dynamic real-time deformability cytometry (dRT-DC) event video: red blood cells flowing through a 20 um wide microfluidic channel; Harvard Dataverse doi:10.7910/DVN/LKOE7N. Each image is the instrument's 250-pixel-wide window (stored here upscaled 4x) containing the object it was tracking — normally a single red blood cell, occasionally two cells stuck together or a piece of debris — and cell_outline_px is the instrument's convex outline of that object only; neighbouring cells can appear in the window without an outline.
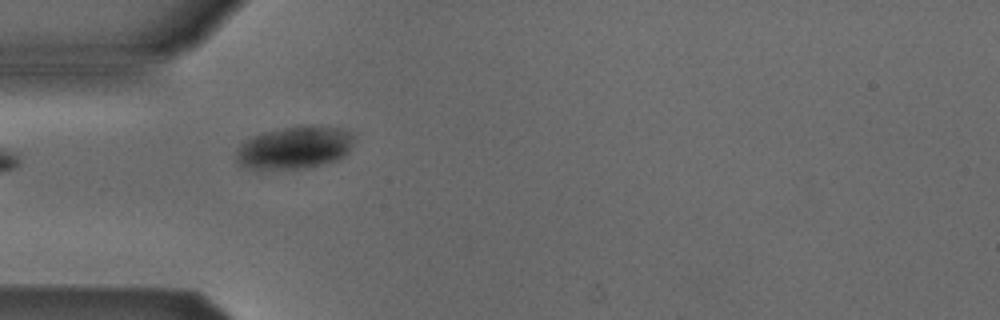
{"species": "Egyptian fruit bat (a non-hibernating species)", "species_latin": "Rousettus aegyptiacus", "temperature_condition": "cold", "stored_images_in_passage": 8, "camera_frame_rate_fps": 3000, "um_per_image_px": 0.085, "animal": {"sex": "male"}, "frame": {"image": 1, "passage_image": 5, "time_ms": 5.0, "image_size_px": [1000, 320], "cell_outline_px": [[356, 136], [348, 152], [340, 160], [328, 164], [308, 168], [260, 172], [244, 168], [236, 164], [236, 152], [240, 144], [252, 136], [284, 128], [312, 124], [324, 124], [344, 128], [352, 132]], "centroid_in_image_um": [25.06, 12.59], "position_along_channel_um": 59.9, "area_um2": 30.81}}
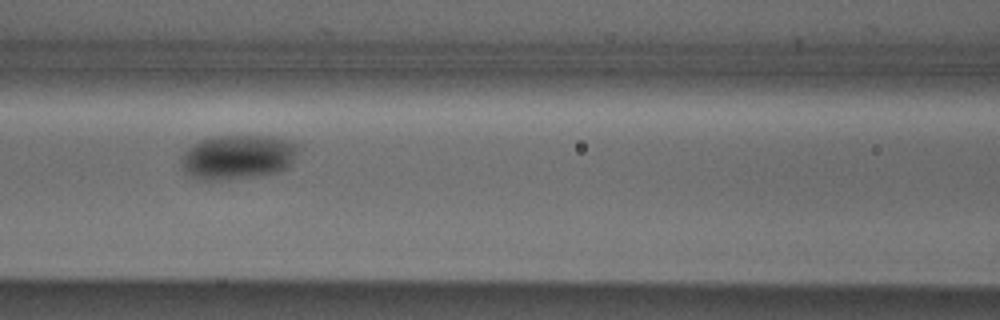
{"frame": {"image": 2, "passage_image": 7, "time_ms": 7.333, "image_size_px": [1000, 320], "cell_outline_px": [[296, 152], [292, 164], [288, 168], [280, 172], [256, 176], [228, 180], [196, 180], [188, 176], [180, 168], [180, 164], [184, 152], [188, 148], [200, 140], [216, 136], [272, 136], [296, 144]], "centroid_in_image_um": [20.15, 13.38], "position_along_channel_um": 146.4, "area_um2": 30.58}}
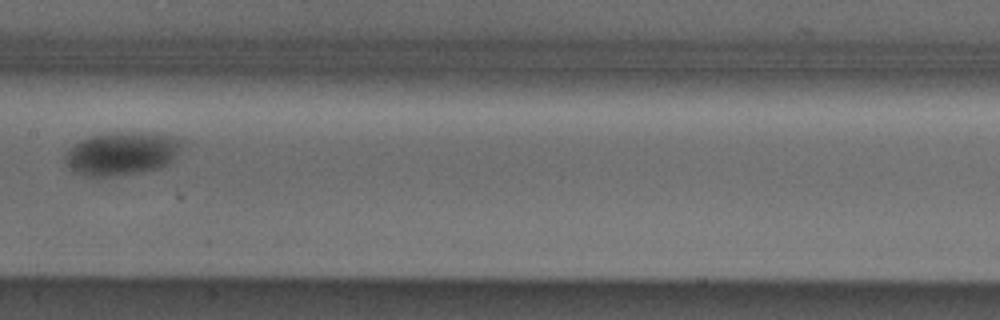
{"frame": {"image": 3, "passage_image": 8, "time_ms": 8.667, "image_size_px": [1000, 320], "cell_outline_px": [[188, 140], [176, 156], [168, 164], [160, 168], [144, 172], [108, 176], [84, 176], [72, 172], [68, 168], [64, 160], [64, 156], [76, 144], [92, 136], [108, 132], [148, 132], [184, 136]], "centroid_in_image_um": [10.47, 13.03], "position_along_channel_um": 196.9, "area_um2": 30.17}}